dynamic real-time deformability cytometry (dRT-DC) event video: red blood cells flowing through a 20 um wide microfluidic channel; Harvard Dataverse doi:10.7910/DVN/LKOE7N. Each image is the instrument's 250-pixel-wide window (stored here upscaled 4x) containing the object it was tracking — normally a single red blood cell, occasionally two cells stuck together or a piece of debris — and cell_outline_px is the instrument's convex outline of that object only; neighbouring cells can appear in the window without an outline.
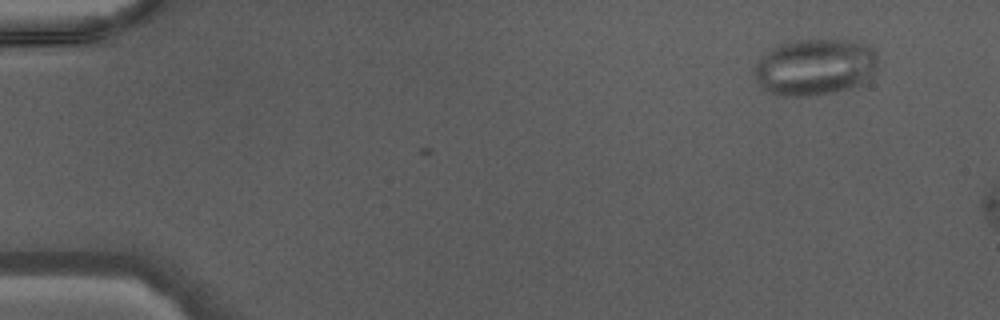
{"species": "Egyptian fruit bat (a non-hibernating species)", "species_latin": "Rousettus aegyptiacus", "temperature_condition": "warm", "stored_images_in_passage": 3, "camera_frame_rate_fps": 3000, "um_per_image_px": 0.085, "animal": {"sex": "male"}, "frame": {"image": 1, "passage_image": 3, "time_ms": 0.667, "image_size_px": [1000, 320], "cell_outline_px": [[876, 68], [864, 84], [860, 88], [808, 96], [784, 96], [772, 92], [764, 88], [760, 84], [752, 72], [752, 68], [772, 48], [780, 44], [796, 40], [856, 40], [872, 48], [876, 52]], "centroid_in_image_um": [69.32, 5.71], "position_along_channel_um": 15.7, "area_um2": 40.86}}